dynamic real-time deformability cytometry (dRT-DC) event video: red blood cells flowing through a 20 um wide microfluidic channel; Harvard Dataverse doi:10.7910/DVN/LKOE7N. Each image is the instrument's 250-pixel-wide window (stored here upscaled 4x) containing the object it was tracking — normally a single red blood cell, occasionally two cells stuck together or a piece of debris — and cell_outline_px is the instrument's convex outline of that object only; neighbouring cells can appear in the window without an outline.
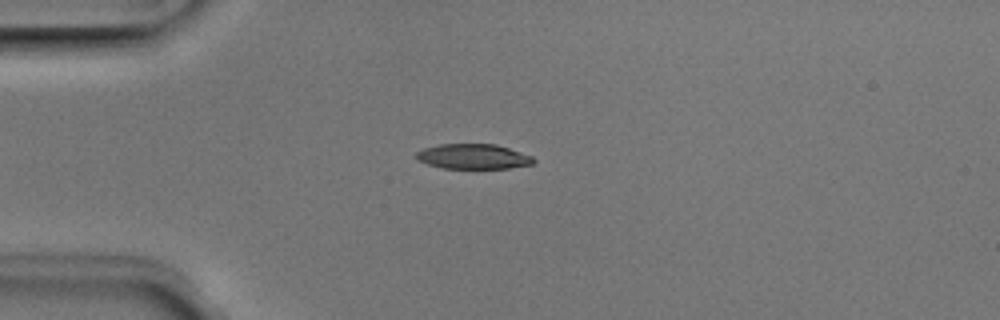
{"species": "Egyptian fruit bat (a non-hibernating species)", "species_latin": "Rousettus aegyptiacus", "temperature_condition": "room temperature", "stored_images_in_passage": 51, "camera_frame_rate_fps": 3000, "um_per_image_px": 0.085, "animal": {"sex": "male"}, "frame": {"image": 1, "passage_image": 13, "time_ms": 4.0, "image_size_px": [1000, 320], "cell_outline_px": [[536, 160], [532, 164], [508, 168], [444, 168], [428, 164], [420, 160], [416, 156], [416, 152], [424, 148], [440, 144], [496, 144], [532, 156]], "centroid_in_image_um": [40.24, 13.3], "position_along_channel_um": 44.8, "area_um2": 16.88}}
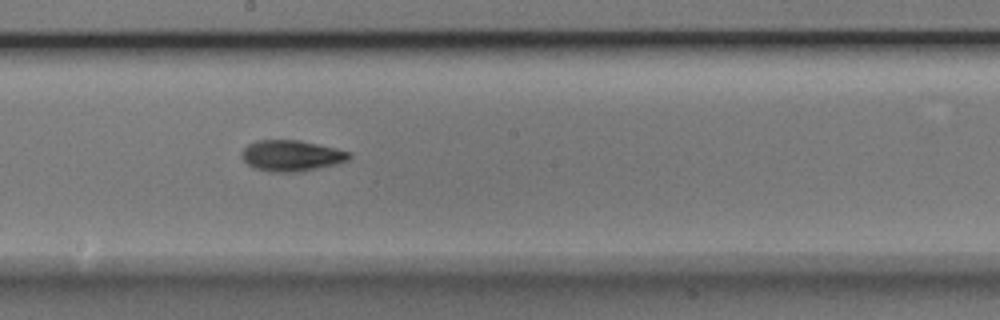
{"frame": {"image": 2, "passage_image": 28, "time_ms": 9.0, "image_size_px": [1000, 320], "cell_outline_px": [[352, 156], [348, 160], [336, 164], [300, 172], [268, 172], [252, 168], [244, 160], [244, 148], [248, 144], [256, 140], [300, 140], [336, 148], [352, 152]], "centroid_in_image_um": [24.81, 13.24], "position_along_channel_um": 223.4, "area_um2": 19.48}}
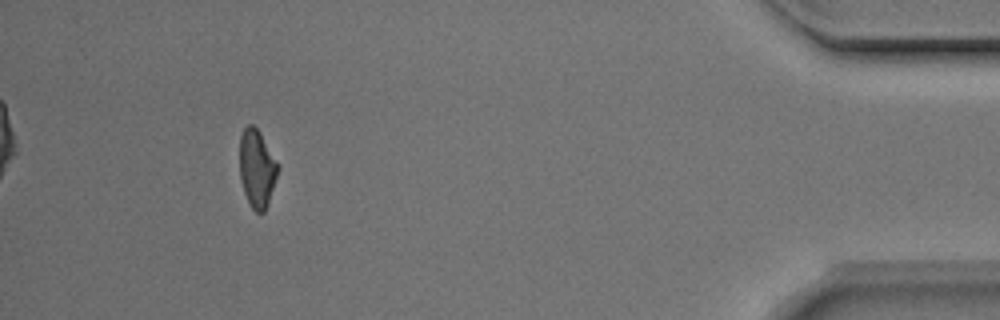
{"frame": {"image": 3, "passage_image": 47, "time_ms": 15.333, "image_size_px": [1000, 320], "cell_outline_px": [[276, 176], [268, 204], [264, 212], [256, 212], [252, 208], [244, 192], [240, 176], [240, 136], [244, 128], [248, 124], [252, 124], [260, 132], [276, 164]], "centroid_in_image_um": [21.79, 14.32], "position_along_channel_um": 413.4, "area_um2": 16.65}, "authors_computed_cell_mechanics": {"area_um2": 18.1492, "velocity_mm_per_s": 3.9774, "shape_relaxation_time_tau1_ms": 3.3468, "shape_relaxation_time_tau2_ms": 2.4534, "deformation_change_tau1": 0.1508, "deformation_change_tau2": 0.0859}}